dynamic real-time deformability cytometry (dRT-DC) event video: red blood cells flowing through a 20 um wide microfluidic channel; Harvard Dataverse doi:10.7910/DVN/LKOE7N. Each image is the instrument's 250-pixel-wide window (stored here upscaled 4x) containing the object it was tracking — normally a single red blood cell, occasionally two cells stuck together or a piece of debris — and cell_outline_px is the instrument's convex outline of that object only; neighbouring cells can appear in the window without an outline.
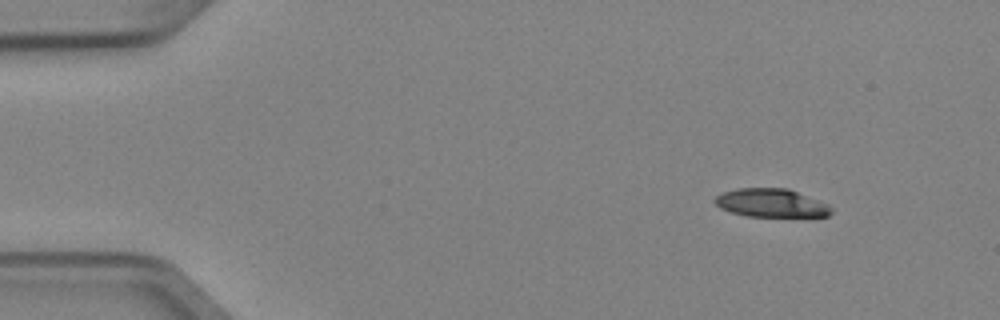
{"species": "Egyptian fruit bat (a non-hibernating species)", "species_latin": "Rousettus aegyptiacus", "temperature_condition": "cold", "stored_images_in_passage": 4, "camera_frame_rate_fps": 3000, "um_per_image_px": 0.085, "animal": {"sex": "female"}, "frame": {"image": 1, "passage_image": 1, "time_ms": 0.0, "image_size_px": [1000, 320], "cell_outline_px": [[832, 212], [828, 216], [744, 216], [720, 208], [712, 200], [720, 192], [736, 188], [788, 188], [828, 204], [832, 208]], "centroid_in_image_um": [65.51, 17.24], "position_along_channel_um": 19.5, "area_um2": 19.31}}
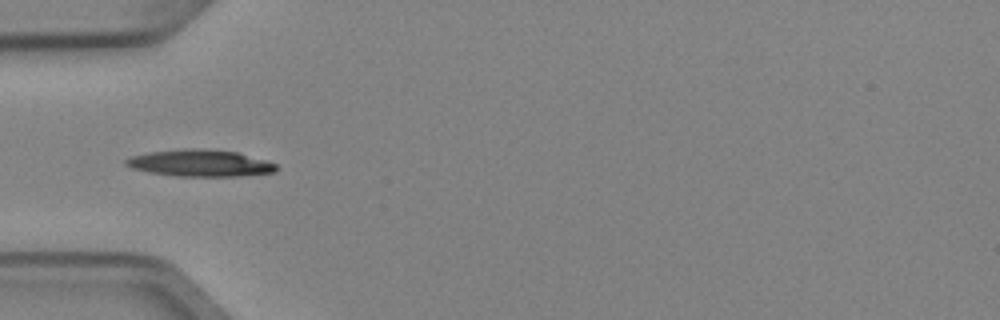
{"frame": {"image": 2, "passage_image": 4, "time_ms": 1.0, "image_size_px": [1000, 320], "cell_outline_px": [[276, 168], [272, 172], [236, 176], [176, 176], [148, 172], [132, 168], [124, 164], [124, 160], [132, 156], [148, 152], [184, 148], [196, 148], [236, 152], [264, 160], [276, 164]], "centroid_in_image_um": [16.92, 13.86], "position_along_channel_um": 68.1, "area_um2": 23.18}}